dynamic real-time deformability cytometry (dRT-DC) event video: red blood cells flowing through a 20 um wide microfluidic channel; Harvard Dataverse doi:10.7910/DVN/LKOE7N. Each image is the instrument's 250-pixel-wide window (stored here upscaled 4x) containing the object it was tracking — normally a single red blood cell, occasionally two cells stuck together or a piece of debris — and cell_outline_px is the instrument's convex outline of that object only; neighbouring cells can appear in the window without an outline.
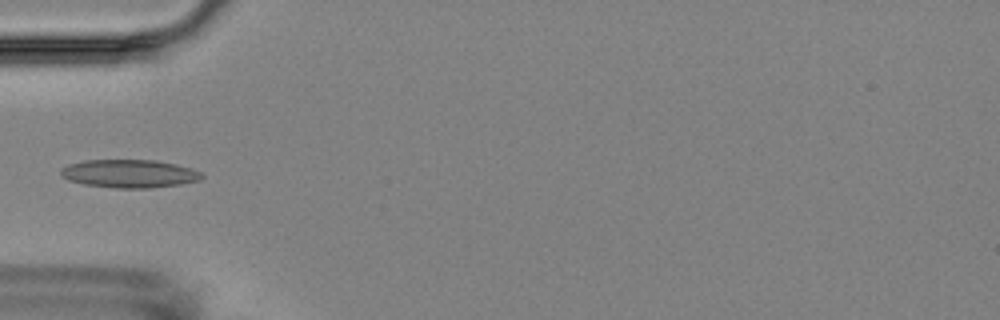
{"species": "Egyptian fruit bat (a non-hibernating species)", "species_latin": "Rousettus aegyptiacus", "temperature_condition": "room temperature", "stored_images_in_passage": 14, "camera_frame_rate_fps": 3000, "um_per_image_px": 0.085, "animal": {"sex": "female"}, "frame": {"image": 1, "passage_image": 4, "time_ms": 4.667, "image_size_px": [1000, 320], "cell_outline_px": [[204, 176], [200, 180], [180, 184], [152, 188], [116, 188], [84, 184], [68, 180], [60, 176], [60, 168], [68, 164], [84, 160], [156, 160], [176, 164], [192, 168], [200, 172]], "centroid_in_image_um": [10.98, 14.75], "position_along_channel_um": 74.0, "area_um2": 23.29}}
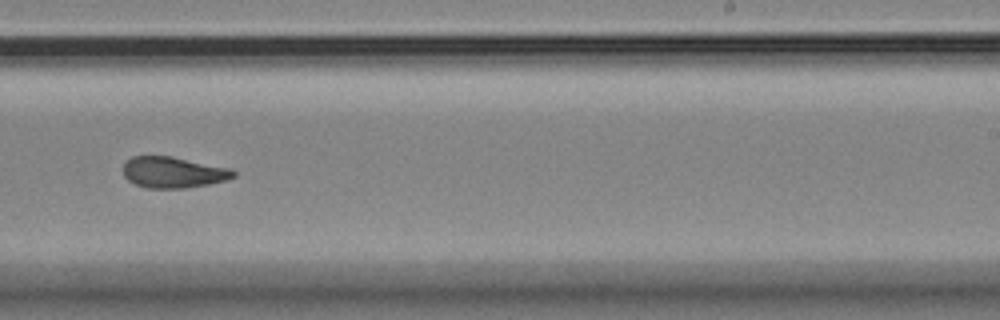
{"frame": {"image": 2, "passage_image": 9, "time_ms": 10.333, "image_size_px": [1000, 320], "cell_outline_px": [[236, 176], [228, 180], [208, 184], [184, 188], [148, 188], [136, 184], [128, 180], [124, 176], [124, 164], [132, 156], [172, 156], [232, 168], [236, 172]], "centroid_in_image_um": [14.77, 14.64], "position_along_channel_um": 274.2, "area_um2": 20.06}}
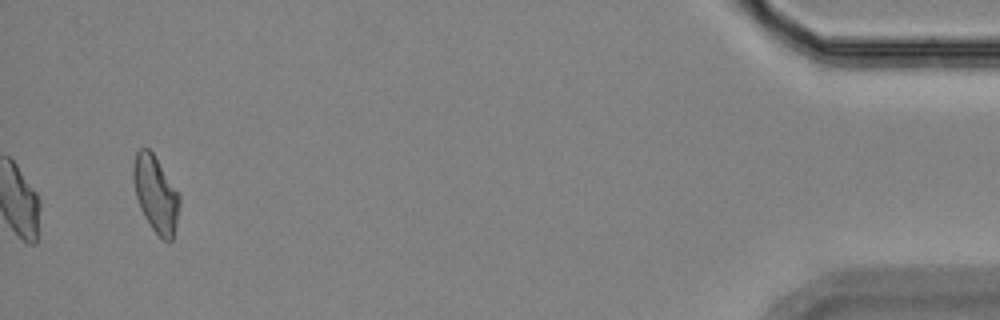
{"frame": {"image": 3, "passage_image": 14, "time_ms": 16.667, "image_size_px": [1000, 320], "cell_outline_px": [[180, 204], [176, 224], [172, 240], [164, 240], [152, 228], [144, 216], [140, 208], [136, 196], [132, 180], [132, 164], [136, 152], [140, 148], [148, 148], [152, 152], [180, 196]], "centroid_in_image_um": [13.2, 16.47], "position_along_channel_um": 422.0, "area_um2": 20.29}, "authors_computed_cell_mechanics": {"area_um2": 20.23, "velocity_mm_per_s": 3.5307, "shape_relaxation_time_tau1_ms": null, "shape_relaxation_time_tau2_ms": 3.149, "deformation_change_tau1": null, "deformation_change_tau2": 0.1043}}